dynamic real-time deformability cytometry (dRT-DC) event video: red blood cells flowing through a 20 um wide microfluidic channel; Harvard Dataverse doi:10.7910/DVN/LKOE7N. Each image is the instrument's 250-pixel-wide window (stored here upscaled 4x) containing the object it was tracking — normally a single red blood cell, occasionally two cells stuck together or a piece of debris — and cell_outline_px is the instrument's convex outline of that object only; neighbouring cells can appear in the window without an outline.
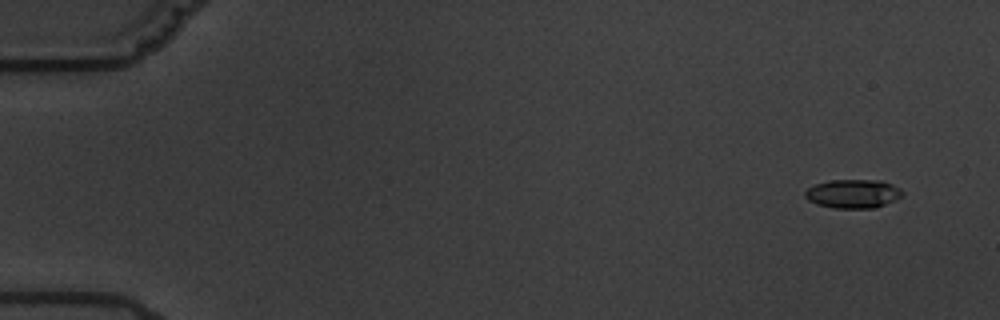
{"species": "common noctule bat (a hibernating species)", "species_latin": "Nyctalus noctula", "temperature_condition": "warm", "stored_images_in_passage": 5, "camera_frame_rate_fps": 3000, "um_per_image_px": 0.085, "animal": {"sex": "male", "body_mass_g": 19.5, "forearm_length_mm": 54.6}, "frame": {"image": 1, "passage_image": 2, "time_ms": 1.333, "image_size_px": [1000, 320], "cell_outline_px": [[904, 196], [896, 200], [876, 208], [832, 208], [816, 204], [808, 200], [804, 196], [804, 192], [808, 188], [816, 184], [832, 180], [880, 180], [892, 184], [900, 188], [904, 192]], "centroid_in_image_um": [72.54, 16.47], "position_along_channel_um": 12.5, "area_um2": 16.53}}